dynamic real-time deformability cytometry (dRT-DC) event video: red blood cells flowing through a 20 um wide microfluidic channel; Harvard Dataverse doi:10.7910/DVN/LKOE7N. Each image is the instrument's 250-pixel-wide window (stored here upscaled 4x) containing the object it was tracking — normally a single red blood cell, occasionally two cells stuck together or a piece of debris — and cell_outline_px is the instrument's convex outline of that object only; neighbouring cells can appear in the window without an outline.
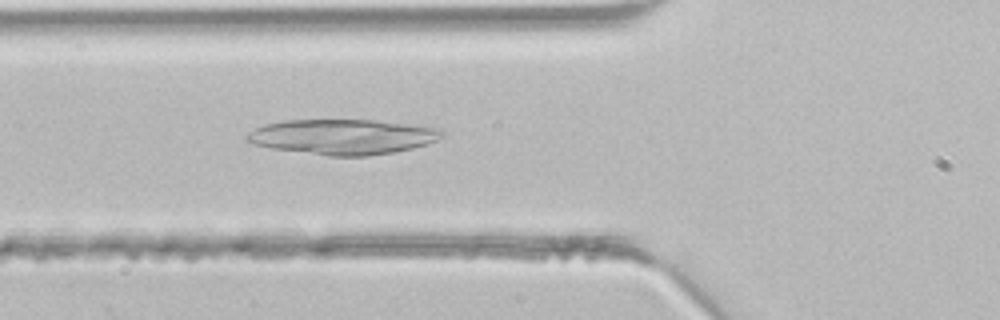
{"species": "common noctule bat (a hibernating species)", "species_latin": "Nyctalus noctula", "temperature_condition": "room temperature", "stored_images_in_passage": 32, "camera_frame_rate_fps": 3000, "um_per_image_px": 0.085, "animal": {"sex": "male", "body_mass_g": 21.5, "forearm_length_mm": 52.0}, "frame": {"image": 1, "passage_image": 5, "time_ms": 1.333, "image_size_px": [1000, 320], "cell_outline_px": [[444, 136], [428, 144], [412, 148], [392, 152], [368, 156], [328, 156], [272, 148], [252, 144], [244, 140], [244, 136], [248, 132], [264, 124], [288, 120], [376, 120], [440, 128], [444, 132]], "centroid_in_image_um": [29.11, 11.63], "position_along_channel_um": 96.7, "area_um2": 40.11}}
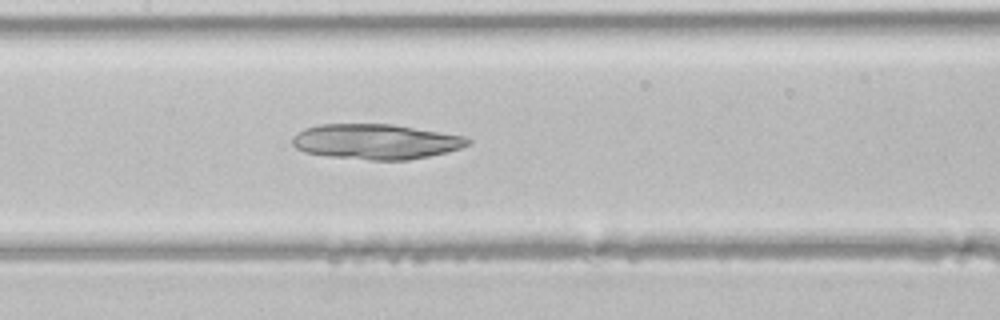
{"frame": {"image": 2, "passage_image": 10, "time_ms": 3.0, "image_size_px": [1000, 320], "cell_outline_px": [[472, 140], [468, 144], [460, 148], [448, 152], [408, 160], [372, 160], [328, 156], [304, 152], [296, 148], [292, 144], [292, 136], [296, 132], [304, 128], [320, 124], [392, 124], [464, 136]], "centroid_in_image_um": [31.91, 12.03], "position_along_channel_um": 175.5, "area_um2": 36.01}}
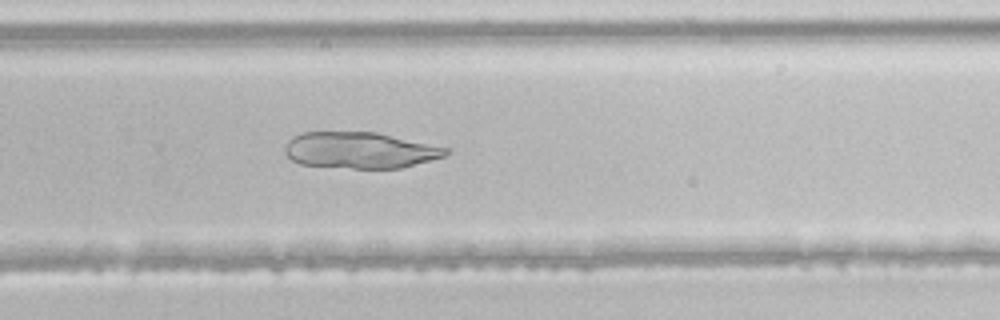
{"frame": {"image": 3, "passage_image": 18, "time_ms": 5.667, "image_size_px": [1000, 320], "cell_outline_px": [[448, 152], [444, 156], [400, 168], [352, 168], [300, 164], [292, 160], [284, 152], [284, 148], [288, 140], [292, 136], [304, 132], [376, 132], [448, 148]], "centroid_in_image_um": [30.54, 12.76], "position_along_channel_um": 299.3, "area_um2": 33.7}}